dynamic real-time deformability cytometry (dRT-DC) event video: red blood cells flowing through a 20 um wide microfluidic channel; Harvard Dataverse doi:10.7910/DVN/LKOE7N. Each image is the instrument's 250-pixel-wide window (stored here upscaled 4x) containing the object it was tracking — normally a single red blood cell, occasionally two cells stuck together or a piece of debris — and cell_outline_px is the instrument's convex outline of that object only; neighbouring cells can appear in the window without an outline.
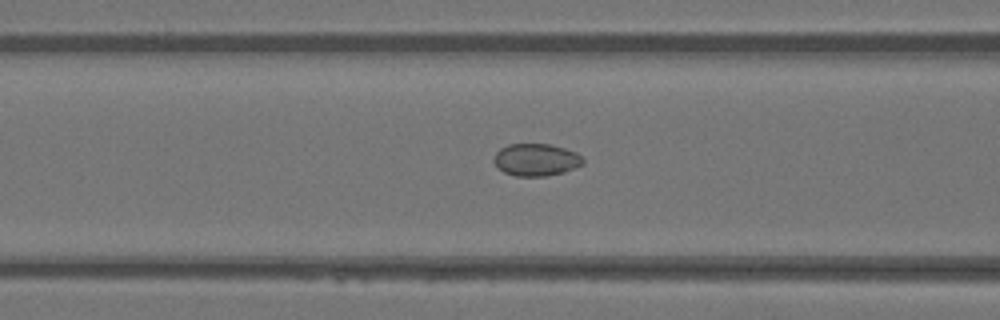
{"species": "Egyptian fruit bat (a non-hibernating species)", "species_latin": "Rousettus aegyptiacus", "temperature_condition": "warm", "stored_images_in_passage": 14, "camera_frame_rate_fps": 3000, "um_per_image_px": 0.085, "animal": {"sex": "female"}, "frame": {"image": 1, "passage_image": 12, "time_ms": 3.667, "image_size_px": [1000, 320], "cell_outline_px": [[584, 164], [564, 172], [548, 176], [516, 176], [504, 172], [492, 160], [496, 152], [500, 148], [508, 144], [552, 144], [576, 152], [584, 160]], "centroid_in_image_um": [45.57, 13.57], "position_along_channel_um": 121.0, "area_um2": 16.82}}